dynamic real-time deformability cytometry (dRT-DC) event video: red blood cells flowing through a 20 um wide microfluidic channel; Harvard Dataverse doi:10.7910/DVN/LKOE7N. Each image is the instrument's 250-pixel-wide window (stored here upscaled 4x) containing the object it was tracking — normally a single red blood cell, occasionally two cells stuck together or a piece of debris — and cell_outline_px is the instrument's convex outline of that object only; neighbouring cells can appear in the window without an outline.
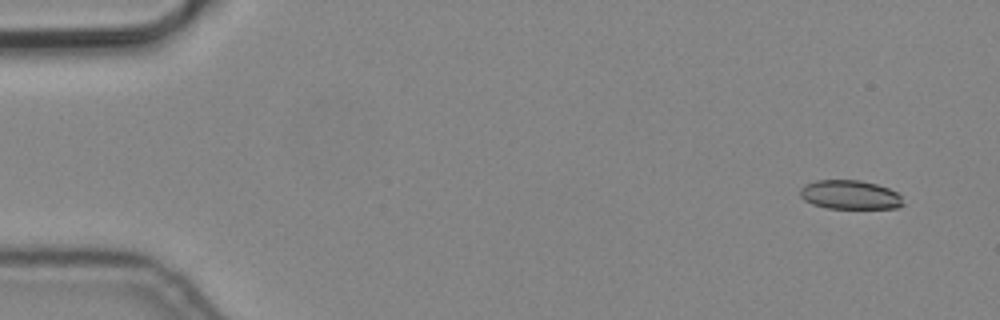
{"species": "common noctule bat (a hibernating species)", "species_latin": "Nyctalus noctula", "temperature_condition": "cold", "stored_images_in_passage": 2, "camera_frame_rate_fps": 3000, "um_per_image_px": 0.085, "animal": {"sex": "male", "body_mass_g": 19.2, "forearm_length_mm": 51.8}, "frame": {"image": 1, "passage_image": 2, "time_ms": 0.333, "image_size_px": [1000, 320], "cell_outline_px": [[904, 204], [896, 208], [828, 208], [812, 204], [804, 200], [800, 196], [800, 188], [804, 184], [816, 180], [860, 180], [876, 184], [888, 188], [896, 192], [900, 196]], "centroid_in_image_um": [72.21, 16.55], "position_along_channel_um": 12.8, "area_um2": 17.4}}